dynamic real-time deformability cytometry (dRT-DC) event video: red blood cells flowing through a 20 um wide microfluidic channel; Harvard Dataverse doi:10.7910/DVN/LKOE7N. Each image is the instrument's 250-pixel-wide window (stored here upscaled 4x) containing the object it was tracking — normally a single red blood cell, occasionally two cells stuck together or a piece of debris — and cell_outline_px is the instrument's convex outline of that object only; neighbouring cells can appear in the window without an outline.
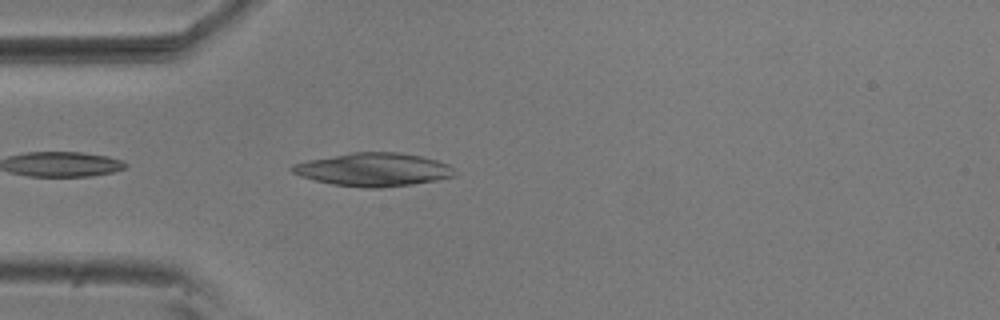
{"species": "common noctule bat (a hibernating species)", "species_latin": "Nyctalus noctula", "temperature_condition": "room temperature", "stored_images_in_passage": 40, "camera_frame_rate_fps": 3000, "um_per_image_px": 0.085, "animal": {"sex": "male", "body_mass_g": 20.5, "forearm_length_mm": 52.5}, "frame": {"image": 1, "passage_image": 3, "time_ms": 0.667, "image_size_px": [1000, 320], "cell_outline_px": [[456, 176], [436, 180], [412, 184], [380, 188], [360, 188], [332, 184], [300, 176], [292, 172], [288, 168], [292, 164], [308, 160], [352, 152], [400, 152], [420, 156], [436, 160], [448, 164], [456, 172]], "centroid_in_image_um": [31.73, 14.41], "position_along_channel_um": 53.3, "area_um2": 31.56}}
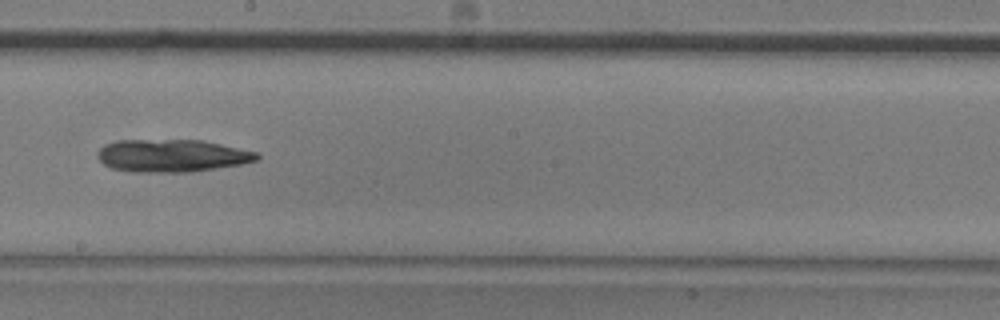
{"frame": {"image": 2, "passage_image": 18, "time_ms": 5.667, "image_size_px": [1000, 320], "cell_outline_px": [[260, 156], [256, 160], [240, 164], [188, 172], [128, 172], [112, 168], [104, 164], [96, 156], [96, 152], [104, 144], [116, 140], [204, 140], [260, 152]], "centroid_in_image_um": [14.59, 13.22], "position_along_channel_um": 233.6, "area_um2": 30.52}}
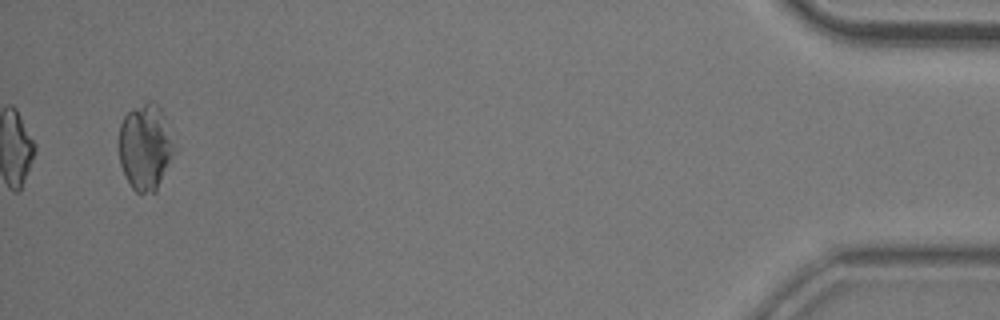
{"frame": {"image": 3, "passage_image": 40, "time_ms": 13.0, "image_size_px": [1000, 320], "cell_outline_px": [[168, 164], [156, 192], [136, 192], [132, 188], [124, 176], [120, 164], [116, 144], [120, 124], [124, 116], [132, 108], [148, 100], [152, 100], [160, 108], [164, 116], [168, 140]], "centroid_in_image_um": [12.19, 12.48], "position_along_channel_um": 423.0, "area_um2": 26.88}}